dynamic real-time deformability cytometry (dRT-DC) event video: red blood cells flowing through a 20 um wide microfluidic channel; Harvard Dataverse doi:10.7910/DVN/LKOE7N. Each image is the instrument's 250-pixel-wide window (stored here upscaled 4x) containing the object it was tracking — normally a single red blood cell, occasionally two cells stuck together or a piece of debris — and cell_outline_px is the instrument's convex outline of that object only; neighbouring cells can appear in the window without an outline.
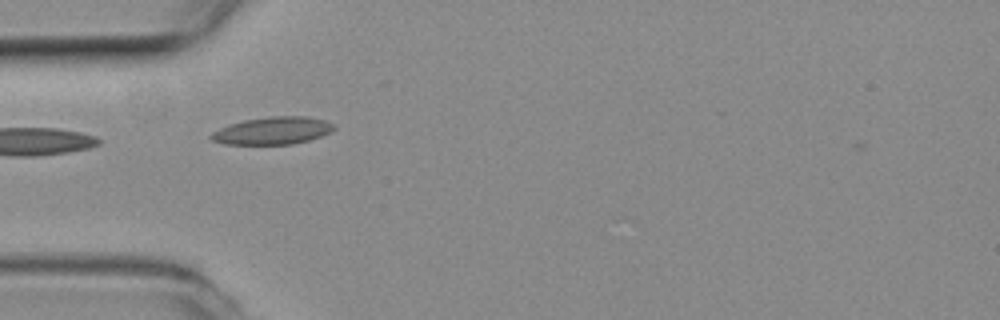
{"species": "common noctule bat (a hibernating species)", "species_latin": "Nyctalus noctula", "temperature_condition": "room temperature", "stored_images_in_passage": 3, "camera_frame_rate_fps": 3000, "um_per_image_px": 0.085, "animal": {"sex": "female", "body_mass_g": 19.3, "forearm_length_mm": 54.1}, "frame": {"image": 1, "passage_image": 1, "time_ms": 0.0, "image_size_px": [1000, 320], "cell_outline_px": [[336, 128], [332, 132], [308, 140], [292, 144], [224, 144], [212, 140], [208, 136], [212, 132], [228, 124], [244, 120], [268, 116], [308, 116], [324, 120], [332, 124]], "centroid_in_image_um": [23.16, 11.1], "position_along_channel_um": 61.8, "area_um2": 19.71}}